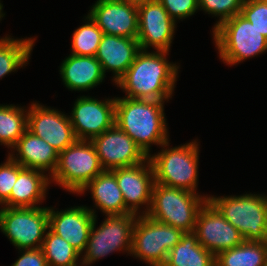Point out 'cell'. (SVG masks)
<instances>
[{
	"instance_id": "obj_16",
	"label": "cell",
	"mask_w": 267,
	"mask_h": 266,
	"mask_svg": "<svg viewBox=\"0 0 267 266\" xmlns=\"http://www.w3.org/2000/svg\"><path fill=\"white\" fill-rule=\"evenodd\" d=\"M122 191L126 209L136 216L140 206L147 205L142 215H147L152 202V189L155 183L154 170L149 158L137 165L111 170ZM140 205V206H139Z\"/></svg>"
},
{
	"instance_id": "obj_9",
	"label": "cell",
	"mask_w": 267,
	"mask_h": 266,
	"mask_svg": "<svg viewBox=\"0 0 267 266\" xmlns=\"http://www.w3.org/2000/svg\"><path fill=\"white\" fill-rule=\"evenodd\" d=\"M107 218L96 229V216L92 223L89 239L87 241L82 264L89 266L99 258L105 257L115 251L128 252L132 247V233L136 215H105Z\"/></svg>"
},
{
	"instance_id": "obj_19",
	"label": "cell",
	"mask_w": 267,
	"mask_h": 266,
	"mask_svg": "<svg viewBox=\"0 0 267 266\" xmlns=\"http://www.w3.org/2000/svg\"><path fill=\"white\" fill-rule=\"evenodd\" d=\"M137 39L103 34L95 58L100 62L104 74L112 71L116 82L126 73L140 51Z\"/></svg>"
},
{
	"instance_id": "obj_1",
	"label": "cell",
	"mask_w": 267,
	"mask_h": 266,
	"mask_svg": "<svg viewBox=\"0 0 267 266\" xmlns=\"http://www.w3.org/2000/svg\"><path fill=\"white\" fill-rule=\"evenodd\" d=\"M167 51L140 50L126 73L116 82L128 98L167 101L177 81L179 66L168 62Z\"/></svg>"
},
{
	"instance_id": "obj_27",
	"label": "cell",
	"mask_w": 267,
	"mask_h": 266,
	"mask_svg": "<svg viewBox=\"0 0 267 266\" xmlns=\"http://www.w3.org/2000/svg\"><path fill=\"white\" fill-rule=\"evenodd\" d=\"M26 112V113H25ZM28 110L15 105H0V143L13 148L27 130Z\"/></svg>"
},
{
	"instance_id": "obj_32",
	"label": "cell",
	"mask_w": 267,
	"mask_h": 266,
	"mask_svg": "<svg viewBox=\"0 0 267 266\" xmlns=\"http://www.w3.org/2000/svg\"><path fill=\"white\" fill-rule=\"evenodd\" d=\"M9 154L7 160L0 165V204L1 206L9 199L13 185L19 172L23 169Z\"/></svg>"
},
{
	"instance_id": "obj_34",
	"label": "cell",
	"mask_w": 267,
	"mask_h": 266,
	"mask_svg": "<svg viewBox=\"0 0 267 266\" xmlns=\"http://www.w3.org/2000/svg\"><path fill=\"white\" fill-rule=\"evenodd\" d=\"M22 255L12 266H48L42 248L22 249Z\"/></svg>"
},
{
	"instance_id": "obj_5",
	"label": "cell",
	"mask_w": 267,
	"mask_h": 266,
	"mask_svg": "<svg viewBox=\"0 0 267 266\" xmlns=\"http://www.w3.org/2000/svg\"><path fill=\"white\" fill-rule=\"evenodd\" d=\"M167 146L169 140L161 145L163 148L160 152L148 157L154 170L155 183L197 193L199 162L197 141L178 147Z\"/></svg>"
},
{
	"instance_id": "obj_21",
	"label": "cell",
	"mask_w": 267,
	"mask_h": 266,
	"mask_svg": "<svg viewBox=\"0 0 267 266\" xmlns=\"http://www.w3.org/2000/svg\"><path fill=\"white\" fill-rule=\"evenodd\" d=\"M60 74L66 88L72 91L90 90L105 78L102 66L95 56L74 54L62 61Z\"/></svg>"
},
{
	"instance_id": "obj_10",
	"label": "cell",
	"mask_w": 267,
	"mask_h": 266,
	"mask_svg": "<svg viewBox=\"0 0 267 266\" xmlns=\"http://www.w3.org/2000/svg\"><path fill=\"white\" fill-rule=\"evenodd\" d=\"M48 228L47 207L0 208V230L19 250L41 248Z\"/></svg>"
},
{
	"instance_id": "obj_18",
	"label": "cell",
	"mask_w": 267,
	"mask_h": 266,
	"mask_svg": "<svg viewBox=\"0 0 267 266\" xmlns=\"http://www.w3.org/2000/svg\"><path fill=\"white\" fill-rule=\"evenodd\" d=\"M50 208L48 207L49 228L82 254L89 239L92 223L97 216L96 211L86 206L61 211Z\"/></svg>"
},
{
	"instance_id": "obj_35",
	"label": "cell",
	"mask_w": 267,
	"mask_h": 266,
	"mask_svg": "<svg viewBox=\"0 0 267 266\" xmlns=\"http://www.w3.org/2000/svg\"><path fill=\"white\" fill-rule=\"evenodd\" d=\"M122 2H125L127 4L134 5L136 7H139L141 5H144L147 2L153 1V0H120Z\"/></svg>"
},
{
	"instance_id": "obj_33",
	"label": "cell",
	"mask_w": 267,
	"mask_h": 266,
	"mask_svg": "<svg viewBox=\"0 0 267 266\" xmlns=\"http://www.w3.org/2000/svg\"><path fill=\"white\" fill-rule=\"evenodd\" d=\"M169 16L175 21L195 14L199 10V0H158Z\"/></svg>"
},
{
	"instance_id": "obj_22",
	"label": "cell",
	"mask_w": 267,
	"mask_h": 266,
	"mask_svg": "<svg viewBox=\"0 0 267 266\" xmlns=\"http://www.w3.org/2000/svg\"><path fill=\"white\" fill-rule=\"evenodd\" d=\"M36 169L23 168L12 187L9 199L4 207L34 208L46 198L50 177Z\"/></svg>"
},
{
	"instance_id": "obj_12",
	"label": "cell",
	"mask_w": 267,
	"mask_h": 266,
	"mask_svg": "<svg viewBox=\"0 0 267 266\" xmlns=\"http://www.w3.org/2000/svg\"><path fill=\"white\" fill-rule=\"evenodd\" d=\"M91 142L104 170L129 167L148 159L135 141L116 124L94 137Z\"/></svg>"
},
{
	"instance_id": "obj_8",
	"label": "cell",
	"mask_w": 267,
	"mask_h": 266,
	"mask_svg": "<svg viewBox=\"0 0 267 266\" xmlns=\"http://www.w3.org/2000/svg\"><path fill=\"white\" fill-rule=\"evenodd\" d=\"M183 234L181 229L160 223L141 213L134 224L130 255L145 261L149 266H163L168 252Z\"/></svg>"
},
{
	"instance_id": "obj_30",
	"label": "cell",
	"mask_w": 267,
	"mask_h": 266,
	"mask_svg": "<svg viewBox=\"0 0 267 266\" xmlns=\"http://www.w3.org/2000/svg\"><path fill=\"white\" fill-rule=\"evenodd\" d=\"M244 0H199V9L220 16L213 30L225 20L240 14Z\"/></svg>"
},
{
	"instance_id": "obj_28",
	"label": "cell",
	"mask_w": 267,
	"mask_h": 266,
	"mask_svg": "<svg viewBox=\"0 0 267 266\" xmlns=\"http://www.w3.org/2000/svg\"><path fill=\"white\" fill-rule=\"evenodd\" d=\"M42 250L48 266H77L81 254L50 228L45 234Z\"/></svg>"
},
{
	"instance_id": "obj_36",
	"label": "cell",
	"mask_w": 267,
	"mask_h": 266,
	"mask_svg": "<svg viewBox=\"0 0 267 266\" xmlns=\"http://www.w3.org/2000/svg\"><path fill=\"white\" fill-rule=\"evenodd\" d=\"M2 8H3V5H2V3L0 2V19H1L2 17H4V15H5V14L2 13Z\"/></svg>"
},
{
	"instance_id": "obj_26",
	"label": "cell",
	"mask_w": 267,
	"mask_h": 266,
	"mask_svg": "<svg viewBox=\"0 0 267 266\" xmlns=\"http://www.w3.org/2000/svg\"><path fill=\"white\" fill-rule=\"evenodd\" d=\"M34 43L35 38H0V78L26 66Z\"/></svg>"
},
{
	"instance_id": "obj_13",
	"label": "cell",
	"mask_w": 267,
	"mask_h": 266,
	"mask_svg": "<svg viewBox=\"0 0 267 266\" xmlns=\"http://www.w3.org/2000/svg\"><path fill=\"white\" fill-rule=\"evenodd\" d=\"M194 233L214 256L244 242L241 233L207 201L198 213Z\"/></svg>"
},
{
	"instance_id": "obj_17",
	"label": "cell",
	"mask_w": 267,
	"mask_h": 266,
	"mask_svg": "<svg viewBox=\"0 0 267 266\" xmlns=\"http://www.w3.org/2000/svg\"><path fill=\"white\" fill-rule=\"evenodd\" d=\"M88 14L104 34L137 39L138 7L120 0H97Z\"/></svg>"
},
{
	"instance_id": "obj_4",
	"label": "cell",
	"mask_w": 267,
	"mask_h": 266,
	"mask_svg": "<svg viewBox=\"0 0 267 266\" xmlns=\"http://www.w3.org/2000/svg\"><path fill=\"white\" fill-rule=\"evenodd\" d=\"M208 201L243 236L245 242H267V196H209Z\"/></svg>"
},
{
	"instance_id": "obj_15",
	"label": "cell",
	"mask_w": 267,
	"mask_h": 266,
	"mask_svg": "<svg viewBox=\"0 0 267 266\" xmlns=\"http://www.w3.org/2000/svg\"><path fill=\"white\" fill-rule=\"evenodd\" d=\"M28 109L27 129L46 141L58 153L78 140L67 115L37 102L32 103Z\"/></svg>"
},
{
	"instance_id": "obj_3",
	"label": "cell",
	"mask_w": 267,
	"mask_h": 266,
	"mask_svg": "<svg viewBox=\"0 0 267 266\" xmlns=\"http://www.w3.org/2000/svg\"><path fill=\"white\" fill-rule=\"evenodd\" d=\"M207 201L208 196L154 183L147 216L184 233L194 232L198 213Z\"/></svg>"
},
{
	"instance_id": "obj_20",
	"label": "cell",
	"mask_w": 267,
	"mask_h": 266,
	"mask_svg": "<svg viewBox=\"0 0 267 266\" xmlns=\"http://www.w3.org/2000/svg\"><path fill=\"white\" fill-rule=\"evenodd\" d=\"M18 154L9 155L22 167L41 170H49V176L56 169L59 153L42 138L31 133L28 129L18 139L17 144L12 148Z\"/></svg>"
},
{
	"instance_id": "obj_24",
	"label": "cell",
	"mask_w": 267,
	"mask_h": 266,
	"mask_svg": "<svg viewBox=\"0 0 267 266\" xmlns=\"http://www.w3.org/2000/svg\"><path fill=\"white\" fill-rule=\"evenodd\" d=\"M163 266H215V256L198 242L194 232H186L168 252Z\"/></svg>"
},
{
	"instance_id": "obj_6",
	"label": "cell",
	"mask_w": 267,
	"mask_h": 266,
	"mask_svg": "<svg viewBox=\"0 0 267 266\" xmlns=\"http://www.w3.org/2000/svg\"><path fill=\"white\" fill-rule=\"evenodd\" d=\"M212 32L219 57L227 65L267 51V38L240 14L225 20Z\"/></svg>"
},
{
	"instance_id": "obj_11",
	"label": "cell",
	"mask_w": 267,
	"mask_h": 266,
	"mask_svg": "<svg viewBox=\"0 0 267 266\" xmlns=\"http://www.w3.org/2000/svg\"><path fill=\"white\" fill-rule=\"evenodd\" d=\"M72 109L69 118L78 140L91 141L115 125V97L101 101L80 96Z\"/></svg>"
},
{
	"instance_id": "obj_2",
	"label": "cell",
	"mask_w": 267,
	"mask_h": 266,
	"mask_svg": "<svg viewBox=\"0 0 267 266\" xmlns=\"http://www.w3.org/2000/svg\"><path fill=\"white\" fill-rule=\"evenodd\" d=\"M164 102L149 99L115 98V124L129 135L149 157L151 144L168 141Z\"/></svg>"
},
{
	"instance_id": "obj_31",
	"label": "cell",
	"mask_w": 267,
	"mask_h": 266,
	"mask_svg": "<svg viewBox=\"0 0 267 266\" xmlns=\"http://www.w3.org/2000/svg\"><path fill=\"white\" fill-rule=\"evenodd\" d=\"M240 15L267 38V0H244Z\"/></svg>"
},
{
	"instance_id": "obj_29",
	"label": "cell",
	"mask_w": 267,
	"mask_h": 266,
	"mask_svg": "<svg viewBox=\"0 0 267 266\" xmlns=\"http://www.w3.org/2000/svg\"><path fill=\"white\" fill-rule=\"evenodd\" d=\"M85 20V24L75 29L72 35L71 54L95 56L104 33L89 14Z\"/></svg>"
},
{
	"instance_id": "obj_25",
	"label": "cell",
	"mask_w": 267,
	"mask_h": 266,
	"mask_svg": "<svg viewBox=\"0 0 267 266\" xmlns=\"http://www.w3.org/2000/svg\"><path fill=\"white\" fill-rule=\"evenodd\" d=\"M215 266H267V242H243L215 256Z\"/></svg>"
},
{
	"instance_id": "obj_23",
	"label": "cell",
	"mask_w": 267,
	"mask_h": 266,
	"mask_svg": "<svg viewBox=\"0 0 267 266\" xmlns=\"http://www.w3.org/2000/svg\"><path fill=\"white\" fill-rule=\"evenodd\" d=\"M90 190L95 207L106 215L131 214L125 206L122 191L111 170H104L92 179L78 194Z\"/></svg>"
},
{
	"instance_id": "obj_14",
	"label": "cell",
	"mask_w": 267,
	"mask_h": 266,
	"mask_svg": "<svg viewBox=\"0 0 267 266\" xmlns=\"http://www.w3.org/2000/svg\"><path fill=\"white\" fill-rule=\"evenodd\" d=\"M176 22L158 0L138 7V36L141 50L153 47L156 51L169 52Z\"/></svg>"
},
{
	"instance_id": "obj_7",
	"label": "cell",
	"mask_w": 267,
	"mask_h": 266,
	"mask_svg": "<svg viewBox=\"0 0 267 266\" xmlns=\"http://www.w3.org/2000/svg\"><path fill=\"white\" fill-rule=\"evenodd\" d=\"M91 141L77 140L59 153L50 181L71 193H79L92 179L103 172Z\"/></svg>"
}]
</instances>
